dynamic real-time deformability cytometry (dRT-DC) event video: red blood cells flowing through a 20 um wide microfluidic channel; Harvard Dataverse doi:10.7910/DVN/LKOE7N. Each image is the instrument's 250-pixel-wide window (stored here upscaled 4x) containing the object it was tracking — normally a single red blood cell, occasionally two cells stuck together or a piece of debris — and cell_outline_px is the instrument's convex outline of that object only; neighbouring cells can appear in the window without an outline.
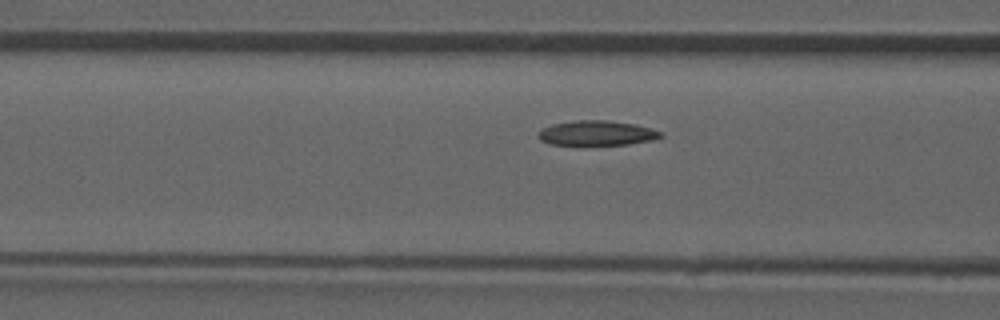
{"species": "common noctule bat (a hibernating species)", "species_latin": "Nyctalus noctula", "temperature_condition": "room temperature", "stored_images_in_passage": 21, "camera_frame_rate_fps": 3000, "um_per_image_px": 0.085, "animal": {"sex": "male", "forearm_length_mm": 52.5}, "frame": {"image": 1, "passage_image": 15, "time_ms": 4.667, "image_size_px": [1000, 320], "cell_outline_px": [[664, 136], [656, 140], [628, 144], [588, 148], [580, 148], [552, 144], [540, 140], [536, 136], [540, 128], [552, 124], [576, 120], [608, 120], [636, 124], [660, 132]], "centroid_in_image_um": [50.66, 11.37], "position_along_channel_um": 115.9, "area_um2": 18.9}}